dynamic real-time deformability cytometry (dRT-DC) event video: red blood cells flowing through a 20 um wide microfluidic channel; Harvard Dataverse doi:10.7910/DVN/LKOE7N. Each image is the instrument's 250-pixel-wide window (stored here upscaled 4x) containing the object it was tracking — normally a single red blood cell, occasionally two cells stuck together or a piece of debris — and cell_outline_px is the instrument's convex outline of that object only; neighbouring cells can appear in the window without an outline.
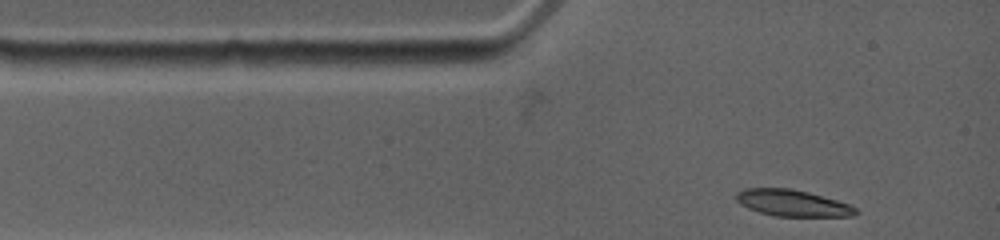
{"species": "common noctule bat (a hibernating species)", "species_latin": "Nyctalus noctula", "temperature_condition": "warm", "stored_images_in_passage": 22, "camera_frame_rate_fps": 4500, "um_per_image_px": 0.085, "animal": {"sex": "female", "body_mass_g": 19.0, "forearm_length_mm": 53.3}, "frame": {"image": 1, "passage_image": 1, "time_ms": 0.0, "image_size_px": [1000, 240], "cell_outline_px": [[860, 212], [852, 216], [776, 216], [760, 212], [748, 208], [740, 204], [736, 200], [736, 192], [744, 188], [792, 188], [808, 192], [836, 200], [848, 204], [856, 208]], "centroid_in_image_um": [67.34, 17.25], "position_along_channel_um": 17.7, "area_um2": 18.38}}
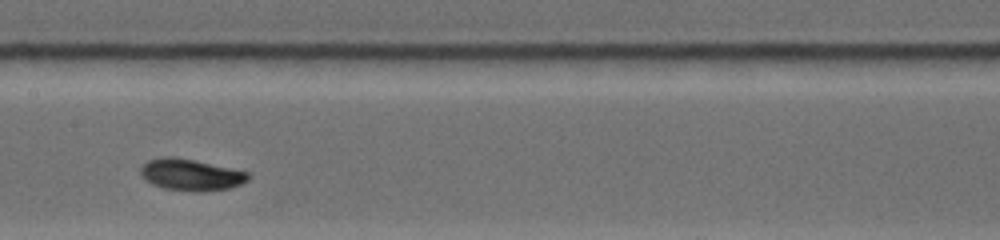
{"frame": {"image": 2, "passage_image": 13, "time_ms": 5.111, "image_size_px": [1000, 240], "cell_outline_px": [[252, 176], [248, 180], [240, 184], [228, 188], [204, 192], [192, 192], [164, 188], [152, 184], [140, 176], [140, 168], [148, 160], [164, 156], [172, 156], [252, 172]], "centroid_in_image_um": [16.24, 14.86], "position_along_channel_um": 191.2, "area_um2": 20.0}}
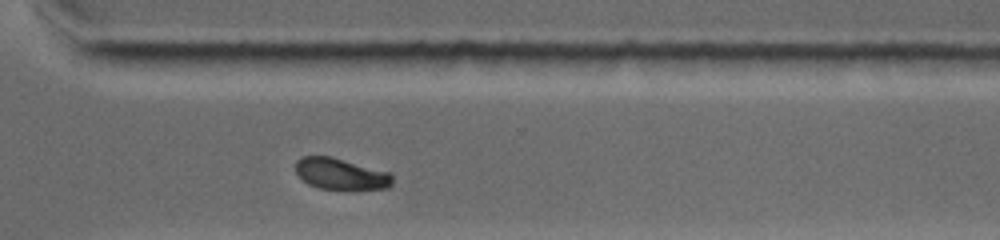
{"frame": {"image": 3, "passage_image": 22, "time_ms": 9.111, "image_size_px": [1000, 240], "cell_outline_px": [[392, 184], [388, 188], [320, 188], [308, 184], [300, 180], [296, 172], [296, 160], [304, 156], [332, 156], [392, 172]], "centroid_in_image_um": [28.96, 14.75], "position_along_channel_um": 341.6, "area_um2": 17.69}}